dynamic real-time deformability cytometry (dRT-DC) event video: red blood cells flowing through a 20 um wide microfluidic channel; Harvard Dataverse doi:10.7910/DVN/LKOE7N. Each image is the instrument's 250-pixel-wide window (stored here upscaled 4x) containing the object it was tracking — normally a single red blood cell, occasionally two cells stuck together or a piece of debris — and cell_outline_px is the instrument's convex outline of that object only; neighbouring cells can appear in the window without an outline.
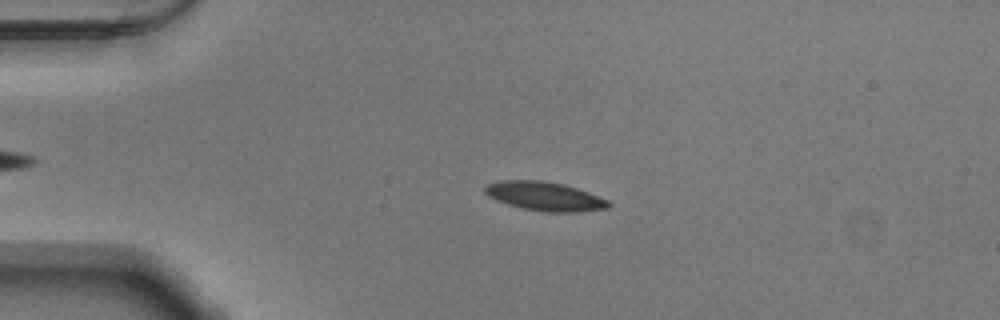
{"species": "Egyptian fruit bat (a non-hibernating species)", "species_latin": "Rousettus aegyptiacus", "temperature_condition": "warm", "stored_images_in_passage": 47, "camera_frame_rate_fps": 3000, "um_per_image_px": 0.085, "animal": {"sex": "male"}, "frame": {"image": 1, "passage_image": 12, "time_ms": 3.667, "image_size_px": [1000, 320], "cell_outline_px": [[612, 204], [608, 208], [580, 212], [544, 212], [524, 208], [508, 204], [496, 200], [488, 196], [484, 192], [484, 184], [500, 180], [544, 180], [564, 184], [588, 192], [608, 200]], "centroid_in_image_um": [46.28, 16.67], "position_along_channel_um": 38.7, "area_um2": 20.98}}
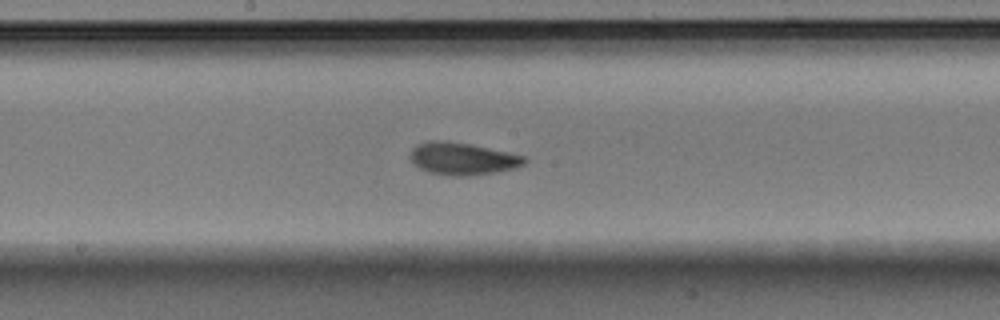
{"frame": {"image": 2, "passage_image": 28, "time_ms": 9.0, "image_size_px": [1000, 320], "cell_outline_px": [[528, 160], [524, 164], [512, 168], [496, 172], [464, 176], [448, 176], [428, 172], [420, 168], [408, 156], [412, 148], [416, 144], [428, 140], [444, 140], [468, 144], [508, 152], [524, 156]], "centroid_in_image_um": [39.26, 13.48], "position_along_channel_um": 208.9, "area_um2": 21.44}}
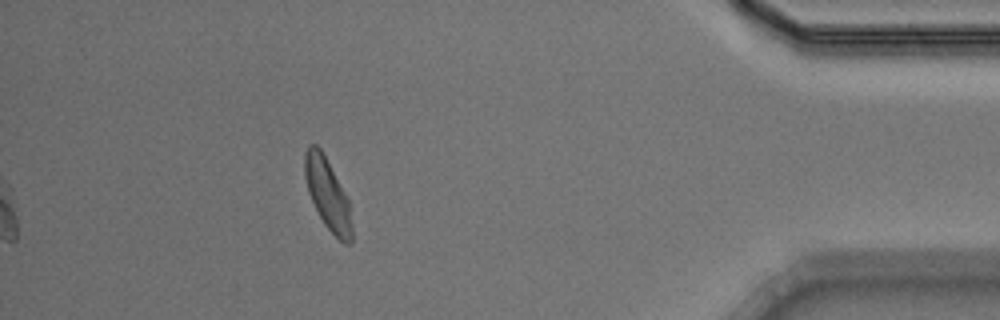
{"frame": {"image": 3, "passage_image": 47, "time_ms": 15.333, "image_size_px": [1000, 320], "cell_outline_px": [[352, 244], [344, 244], [324, 224], [308, 192], [304, 176], [304, 152], [308, 144], [316, 144], [320, 148], [344, 192], [348, 200], [352, 224]], "centroid_in_image_um": [27.83, 16.5], "position_along_channel_um": 407.4, "area_um2": 19.19}, "authors_computed_cell_mechanics": {"area_um2": 20.0566, "velocity_mm_per_s": 3.8677, "shape_relaxation_time_tau1_ms": 4.9083, "shape_relaxation_time_tau2_ms": 2.7106, "deformation_change_tau1": 0.1388, "deformation_change_tau2": 0.0739}}